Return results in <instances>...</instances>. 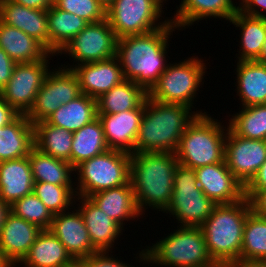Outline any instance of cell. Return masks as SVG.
Listing matches in <instances>:
<instances>
[{"label": "cell", "mask_w": 266, "mask_h": 267, "mask_svg": "<svg viewBox=\"0 0 266 267\" xmlns=\"http://www.w3.org/2000/svg\"><path fill=\"white\" fill-rule=\"evenodd\" d=\"M49 52L59 54L63 47L78 35L89 23L81 17L57 8L47 10Z\"/></svg>", "instance_id": "30"}, {"label": "cell", "mask_w": 266, "mask_h": 267, "mask_svg": "<svg viewBox=\"0 0 266 267\" xmlns=\"http://www.w3.org/2000/svg\"><path fill=\"white\" fill-rule=\"evenodd\" d=\"M50 53L45 59L32 63H17L12 76L0 91L2 98L18 114H26L33 106L35 96L50 71Z\"/></svg>", "instance_id": "13"}, {"label": "cell", "mask_w": 266, "mask_h": 267, "mask_svg": "<svg viewBox=\"0 0 266 267\" xmlns=\"http://www.w3.org/2000/svg\"><path fill=\"white\" fill-rule=\"evenodd\" d=\"M245 190H266V161L261 165L251 181L245 186Z\"/></svg>", "instance_id": "45"}, {"label": "cell", "mask_w": 266, "mask_h": 267, "mask_svg": "<svg viewBox=\"0 0 266 267\" xmlns=\"http://www.w3.org/2000/svg\"><path fill=\"white\" fill-rule=\"evenodd\" d=\"M88 198L123 229L125 221L142 215L137 208L130 181L125 185L92 194Z\"/></svg>", "instance_id": "24"}, {"label": "cell", "mask_w": 266, "mask_h": 267, "mask_svg": "<svg viewBox=\"0 0 266 267\" xmlns=\"http://www.w3.org/2000/svg\"><path fill=\"white\" fill-rule=\"evenodd\" d=\"M130 161L131 154L110 149L82 161L74 168L78 175V184H75L76 195L89 197L100 191L127 184L130 178Z\"/></svg>", "instance_id": "7"}, {"label": "cell", "mask_w": 266, "mask_h": 267, "mask_svg": "<svg viewBox=\"0 0 266 267\" xmlns=\"http://www.w3.org/2000/svg\"><path fill=\"white\" fill-rule=\"evenodd\" d=\"M240 267H266V260H256L245 263Z\"/></svg>", "instance_id": "50"}, {"label": "cell", "mask_w": 266, "mask_h": 267, "mask_svg": "<svg viewBox=\"0 0 266 267\" xmlns=\"http://www.w3.org/2000/svg\"><path fill=\"white\" fill-rule=\"evenodd\" d=\"M83 267H135L123 261L114 258L113 255L109 256V251L96 252L92 255L80 259Z\"/></svg>", "instance_id": "41"}, {"label": "cell", "mask_w": 266, "mask_h": 267, "mask_svg": "<svg viewBox=\"0 0 266 267\" xmlns=\"http://www.w3.org/2000/svg\"><path fill=\"white\" fill-rule=\"evenodd\" d=\"M17 63L0 47V91L10 80Z\"/></svg>", "instance_id": "44"}, {"label": "cell", "mask_w": 266, "mask_h": 267, "mask_svg": "<svg viewBox=\"0 0 266 267\" xmlns=\"http://www.w3.org/2000/svg\"><path fill=\"white\" fill-rule=\"evenodd\" d=\"M12 1L31 9H41V10H48L54 4V0H12Z\"/></svg>", "instance_id": "47"}, {"label": "cell", "mask_w": 266, "mask_h": 267, "mask_svg": "<svg viewBox=\"0 0 266 267\" xmlns=\"http://www.w3.org/2000/svg\"><path fill=\"white\" fill-rule=\"evenodd\" d=\"M256 61L266 65V37H265V42L262 46V50L260 52L259 58Z\"/></svg>", "instance_id": "51"}, {"label": "cell", "mask_w": 266, "mask_h": 267, "mask_svg": "<svg viewBox=\"0 0 266 267\" xmlns=\"http://www.w3.org/2000/svg\"><path fill=\"white\" fill-rule=\"evenodd\" d=\"M251 211L246 197L237 203L216 205L200 226L208 253L219 267H240L244 225Z\"/></svg>", "instance_id": "4"}, {"label": "cell", "mask_w": 266, "mask_h": 267, "mask_svg": "<svg viewBox=\"0 0 266 267\" xmlns=\"http://www.w3.org/2000/svg\"><path fill=\"white\" fill-rule=\"evenodd\" d=\"M63 267H83V264L80 260H74L71 264Z\"/></svg>", "instance_id": "53"}, {"label": "cell", "mask_w": 266, "mask_h": 267, "mask_svg": "<svg viewBox=\"0 0 266 267\" xmlns=\"http://www.w3.org/2000/svg\"><path fill=\"white\" fill-rule=\"evenodd\" d=\"M161 0H115L106 10V19L117 38L144 34L164 27ZM159 21V22H158Z\"/></svg>", "instance_id": "10"}, {"label": "cell", "mask_w": 266, "mask_h": 267, "mask_svg": "<svg viewBox=\"0 0 266 267\" xmlns=\"http://www.w3.org/2000/svg\"><path fill=\"white\" fill-rule=\"evenodd\" d=\"M216 205L198 185L194 169L178 164L172 199L163 213L173 215L179 226L200 227Z\"/></svg>", "instance_id": "9"}, {"label": "cell", "mask_w": 266, "mask_h": 267, "mask_svg": "<svg viewBox=\"0 0 266 267\" xmlns=\"http://www.w3.org/2000/svg\"><path fill=\"white\" fill-rule=\"evenodd\" d=\"M42 229L8 212L0 229V248L15 267L28 254Z\"/></svg>", "instance_id": "19"}, {"label": "cell", "mask_w": 266, "mask_h": 267, "mask_svg": "<svg viewBox=\"0 0 266 267\" xmlns=\"http://www.w3.org/2000/svg\"><path fill=\"white\" fill-rule=\"evenodd\" d=\"M34 182H48L55 185L75 186L72 174L74 167L67 161L56 159L49 154L32 147L29 153ZM72 173V174H71Z\"/></svg>", "instance_id": "32"}, {"label": "cell", "mask_w": 266, "mask_h": 267, "mask_svg": "<svg viewBox=\"0 0 266 267\" xmlns=\"http://www.w3.org/2000/svg\"><path fill=\"white\" fill-rule=\"evenodd\" d=\"M9 212V206L5 204L2 199L0 198V229L2 227V224L4 222V218L6 214Z\"/></svg>", "instance_id": "48"}, {"label": "cell", "mask_w": 266, "mask_h": 267, "mask_svg": "<svg viewBox=\"0 0 266 267\" xmlns=\"http://www.w3.org/2000/svg\"><path fill=\"white\" fill-rule=\"evenodd\" d=\"M237 5L234 0H182L170 21L178 28L177 30L185 29L195 21L211 17L230 21L238 11Z\"/></svg>", "instance_id": "23"}, {"label": "cell", "mask_w": 266, "mask_h": 267, "mask_svg": "<svg viewBox=\"0 0 266 267\" xmlns=\"http://www.w3.org/2000/svg\"><path fill=\"white\" fill-rule=\"evenodd\" d=\"M34 126V146L45 154L71 164L73 133L41 121Z\"/></svg>", "instance_id": "34"}, {"label": "cell", "mask_w": 266, "mask_h": 267, "mask_svg": "<svg viewBox=\"0 0 266 267\" xmlns=\"http://www.w3.org/2000/svg\"><path fill=\"white\" fill-rule=\"evenodd\" d=\"M97 1L106 11L114 3L115 0H97Z\"/></svg>", "instance_id": "52"}, {"label": "cell", "mask_w": 266, "mask_h": 267, "mask_svg": "<svg viewBox=\"0 0 266 267\" xmlns=\"http://www.w3.org/2000/svg\"><path fill=\"white\" fill-rule=\"evenodd\" d=\"M0 47L16 63L45 59L50 52L36 39L0 20Z\"/></svg>", "instance_id": "27"}, {"label": "cell", "mask_w": 266, "mask_h": 267, "mask_svg": "<svg viewBox=\"0 0 266 267\" xmlns=\"http://www.w3.org/2000/svg\"><path fill=\"white\" fill-rule=\"evenodd\" d=\"M241 108L228 120V128L240 137L266 140V104Z\"/></svg>", "instance_id": "37"}, {"label": "cell", "mask_w": 266, "mask_h": 267, "mask_svg": "<svg viewBox=\"0 0 266 267\" xmlns=\"http://www.w3.org/2000/svg\"><path fill=\"white\" fill-rule=\"evenodd\" d=\"M19 114L9 106L0 94V128L8 125Z\"/></svg>", "instance_id": "46"}, {"label": "cell", "mask_w": 266, "mask_h": 267, "mask_svg": "<svg viewBox=\"0 0 266 267\" xmlns=\"http://www.w3.org/2000/svg\"><path fill=\"white\" fill-rule=\"evenodd\" d=\"M194 171L203 193L215 204H233L245 198V187L227 168L225 160Z\"/></svg>", "instance_id": "15"}, {"label": "cell", "mask_w": 266, "mask_h": 267, "mask_svg": "<svg viewBox=\"0 0 266 267\" xmlns=\"http://www.w3.org/2000/svg\"><path fill=\"white\" fill-rule=\"evenodd\" d=\"M177 27L169 21L164 27L144 34L118 38L116 57L125 80L134 81L147 93L166 70L168 39Z\"/></svg>", "instance_id": "1"}, {"label": "cell", "mask_w": 266, "mask_h": 267, "mask_svg": "<svg viewBox=\"0 0 266 267\" xmlns=\"http://www.w3.org/2000/svg\"><path fill=\"white\" fill-rule=\"evenodd\" d=\"M238 11L248 16L266 19V12H264L266 11V0H241Z\"/></svg>", "instance_id": "43"}, {"label": "cell", "mask_w": 266, "mask_h": 267, "mask_svg": "<svg viewBox=\"0 0 266 267\" xmlns=\"http://www.w3.org/2000/svg\"><path fill=\"white\" fill-rule=\"evenodd\" d=\"M64 67L72 69L76 74L82 94L98 99L102 94L121 84L125 78L120 62L114 58L104 61L85 63L80 65H68Z\"/></svg>", "instance_id": "16"}, {"label": "cell", "mask_w": 266, "mask_h": 267, "mask_svg": "<svg viewBox=\"0 0 266 267\" xmlns=\"http://www.w3.org/2000/svg\"><path fill=\"white\" fill-rule=\"evenodd\" d=\"M198 57H189L183 61L168 64L158 81L148 92L154 101L193 107L200 85L206 72V63ZM203 82V83H202Z\"/></svg>", "instance_id": "8"}, {"label": "cell", "mask_w": 266, "mask_h": 267, "mask_svg": "<svg viewBox=\"0 0 266 267\" xmlns=\"http://www.w3.org/2000/svg\"><path fill=\"white\" fill-rule=\"evenodd\" d=\"M9 211L42 230L49 229L54 216L33 192L15 201L9 206Z\"/></svg>", "instance_id": "39"}, {"label": "cell", "mask_w": 266, "mask_h": 267, "mask_svg": "<svg viewBox=\"0 0 266 267\" xmlns=\"http://www.w3.org/2000/svg\"><path fill=\"white\" fill-rule=\"evenodd\" d=\"M178 164L176 153L173 152L131 154L129 181L135 194L137 208L142 215L148 206L161 212L168 208Z\"/></svg>", "instance_id": "2"}, {"label": "cell", "mask_w": 266, "mask_h": 267, "mask_svg": "<svg viewBox=\"0 0 266 267\" xmlns=\"http://www.w3.org/2000/svg\"><path fill=\"white\" fill-rule=\"evenodd\" d=\"M144 113V102L137 108L117 114H97L110 150L135 153V142Z\"/></svg>", "instance_id": "18"}, {"label": "cell", "mask_w": 266, "mask_h": 267, "mask_svg": "<svg viewBox=\"0 0 266 267\" xmlns=\"http://www.w3.org/2000/svg\"><path fill=\"white\" fill-rule=\"evenodd\" d=\"M65 246L74 260L98 252L91 243L82 214L77 209L55 214L48 229Z\"/></svg>", "instance_id": "17"}, {"label": "cell", "mask_w": 266, "mask_h": 267, "mask_svg": "<svg viewBox=\"0 0 266 267\" xmlns=\"http://www.w3.org/2000/svg\"><path fill=\"white\" fill-rule=\"evenodd\" d=\"M77 197L76 199L80 202L78 210L83 216L92 246L98 252L109 251L112 253L115 240H118L117 238L123 234L121 233L123 228L101 211L88 197Z\"/></svg>", "instance_id": "21"}, {"label": "cell", "mask_w": 266, "mask_h": 267, "mask_svg": "<svg viewBox=\"0 0 266 267\" xmlns=\"http://www.w3.org/2000/svg\"><path fill=\"white\" fill-rule=\"evenodd\" d=\"M241 31L238 61H254L259 58L266 37V19L252 17L237 11L229 23ZM242 48V49H241Z\"/></svg>", "instance_id": "33"}, {"label": "cell", "mask_w": 266, "mask_h": 267, "mask_svg": "<svg viewBox=\"0 0 266 267\" xmlns=\"http://www.w3.org/2000/svg\"><path fill=\"white\" fill-rule=\"evenodd\" d=\"M209 115H197L181 136L176 151L180 165L196 169L224 161L228 125Z\"/></svg>", "instance_id": "6"}, {"label": "cell", "mask_w": 266, "mask_h": 267, "mask_svg": "<svg viewBox=\"0 0 266 267\" xmlns=\"http://www.w3.org/2000/svg\"><path fill=\"white\" fill-rule=\"evenodd\" d=\"M148 93L134 81L124 80L97 100V114H117L137 109L147 98Z\"/></svg>", "instance_id": "31"}, {"label": "cell", "mask_w": 266, "mask_h": 267, "mask_svg": "<svg viewBox=\"0 0 266 267\" xmlns=\"http://www.w3.org/2000/svg\"><path fill=\"white\" fill-rule=\"evenodd\" d=\"M139 251V263L164 267H219L210 257L200 227L180 226Z\"/></svg>", "instance_id": "5"}, {"label": "cell", "mask_w": 266, "mask_h": 267, "mask_svg": "<svg viewBox=\"0 0 266 267\" xmlns=\"http://www.w3.org/2000/svg\"><path fill=\"white\" fill-rule=\"evenodd\" d=\"M115 32L107 19L89 23L78 35H76L59 52L77 62L75 65L104 61L114 58L117 50Z\"/></svg>", "instance_id": "12"}, {"label": "cell", "mask_w": 266, "mask_h": 267, "mask_svg": "<svg viewBox=\"0 0 266 267\" xmlns=\"http://www.w3.org/2000/svg\"><path fill=\"white\" fill-rule=\"evenodd\" d=\"M235 87L242 107L266 104V65L256 60L237 61Z\"/></svg>", "instance_id": "26"}, {"label": "cell", "mask_w": 266, "mask_h": 267, "mask_svg": "<svg viewBox=\"0 0 266 267\" xmlns=\"http://www.w3.org/2000/svg\"><path fill=\"white\" fill-rule=\"evenodd\" d=\"M0 267H15L0 248Z\"/></svg>", "instance_id": "49"}, {"label": "cell", "mask_w": 266, "mask_h": 267, "mask_svg": "<svg viewBox=\"0 0 266 267\" xmlns=\"http://www.w3.org/2000/svg\"><path fill=\"white\" fill-rule=\"evenodd\" d=\"M74 259L65 246L49 230H42L30 247L28 254L18 264L24 267H63Z\"/></svg>", "instance_id": "28"}, {"label": "cell", "mask_w": 266, "mask_h": 267, "mask_svg": "<svg viewBox=\"0 0 266 267\" xmlns=\"http://www.w3.org/2000/svg\"><path fill=\"white\" fill-rule=\"evenodd\" d=\"M97 118V100L81 94L74 100L62 104L45 121L72 133Z\"/></svg>", "instance_id": "29"}, {"label": "cell", "mask_w": 266, "mask_h": 267, "mask_svg": "<svg viewBox=\"0 0 266 267\" xmlns=\"http://www.w3.org/2000/svg\"><path fill=\"white\" fill-rule=\"evenodd\" d=\"M0 20L25 32L49 51L47 10L31 9L12 0H0Z\"/></svg>", "instance_id": "20"}, {"label": "cell", "mask_w": 266, "mask_h": 267, "mask_svg": "<svg viewBox=\"0 0 266 267\" xmlns=\"http://www.w3.org/2000/svg\"><path fill=\"white\" fill-rule=\"evenodd\" d=\"M54 5L81 17L88 23L99 22L106 18V11L97 0H54Z\"/></svg>", "instance_id": "40"}, {"label": "cell", "mask_w": 266, "mask_h": 267, "mask_svg": "<svg viewBox=\"0 0 266 267\" xmlns=\"http://www.w3.org/2000/svg\"><path fill=\"white\" fill-rule=\"evenodd\" d=\"M245 197L250 201L252 211L266 218V190H245Z\"/></svg>", "instance_id": "42"}, {"label": "cell", "mask_w": 266, "mask_h": 267, "mask_svg": "<svg viewBox=\"0 0 266 267\" xmlns=\"http://www.w3.org/2000/svg\"><path fill=\"white\" fill-rule=\"evenodd\" d=\"M224 160L227 168L245 187L266 161V140L240 137L228 128Z\"/></svg>", "instance_id": "14"}, {"label": "cell", "mask_w": 266, "mask_h": 267, "mask_svg": "<svg viewBox=\"0 0 266 267\" xmlns=\"http://www.w3.org/2000/svg\"><path fill=\"white\" fill-rule=\"evenodd\" d=\"M109 148L98 117L73 133L71 165L75 168L82 161L100 155Z\"/></svg>", "instance_id": "35"}, {"label": "cell", "mask_w": 266, "mask_h": 267, "mask_svg": "<svg viewBox=\"0 0 266 267\" xmlns=\"http://www.w3.org/2000/svg\"><path fill=\"white\" fill-rule=\"evenodd\" d=\"M180 104L154 101L148 96L135 142V152L176 153L188 125L203 111ZM191 111V112H190Z\"/></svg>", "instance_id": "3"}, {"label": "cell", "mask_w": 266, "mask_h": 267, "mask_svg": "<svg viewBox=\"0 0 266 267\" xmlns=\"http://www.w3.org/2000/svg\"><path fill=\"white\" fill-rule=\"evenodd\" d=\"M52 69L46 75L39 89L33 106L25 114L33 124L45 121L62 104H66L80 96L81 90L78 78L72 69L61 65Z\"/></svg>", "instance_id": "11"}, {"label": "cell", "mask_w": 266, "mask_h": 267, "mask_svg": "<svg viewBox=\"0 0 266 267\" xmlns=\"http://www.w3.org/2000/svg\"><path fill=\"white\" fill-rule=\"evenodd\" d=\"M256 260H266V218L251 211L244 225L240 266Z\"/></svg>", "instance_id": "36"}, {"label": "cell", "mask_w": 266, "mask_h": 267, "mask_svg": "<svg viewBox=\"0 0 266 267\" xmlns=\"http://www.w3.org/2000/svg\"><path fill=\"white\" fill-rule=\"evenodd\" d=\"M33 193L44 203L53 215L72 209L70 207L76 204L75 201L78 202L74 186L55 185L48 182H34Z\"/></svg>", "instance_id": "38"}, {"label": "cell", "mask_w": 266, "mask_h": 267, "mask_svg": "<svg viewBox=\"0 0 266 267\" xmlns=\"http://www.w3.org/2000/svg\"><path fill=\"white\" fill-rule=\"evenodd\" d=\"M34 181L29 156L0 162V198L11 206L33 192Z\"/></svg>", "instance_id": "22"}, {"label": "cell", "mask_w": 266, "mask_h": 267, "mask_svg": "<svg viewBox=\"0 0 266 267\" xmlns=\"http://www.w3.org/2000/svg\"><path fill=\"white\" fill-rule=\"evenodd\" d=\"M33 146L34 126L25 114L0 128V162L27 157Z\"/></svg>", "instance_id": "25"}]
</instances>
